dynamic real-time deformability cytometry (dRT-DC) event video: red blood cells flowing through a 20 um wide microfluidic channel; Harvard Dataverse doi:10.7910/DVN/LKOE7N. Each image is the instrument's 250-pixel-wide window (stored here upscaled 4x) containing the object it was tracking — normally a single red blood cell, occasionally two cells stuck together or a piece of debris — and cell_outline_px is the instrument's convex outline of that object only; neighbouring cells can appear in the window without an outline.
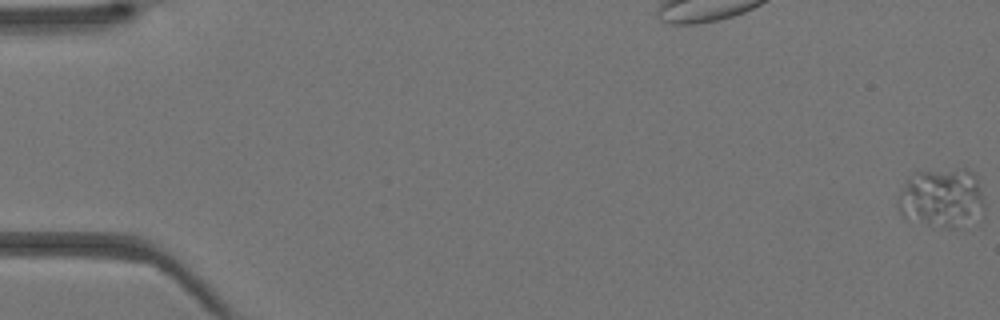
{"species": "Egyptian fruit bat (a non-hibernating species)", "species_latin": "Rousettus aegyptiacus", "temperature_condition": "warm", "stored_images_in_passage": 44, "camera_frame_rate_fps": 3000, "um_per_image_px": 0.085, "animal": {"sex": "female"}, "frame": {"image": 1, "passage_image": 1, "time_ms": 0.0, "image_size_px": [1000, 320], "cell_outline_px": [[984, 220], [956, 228], [944, 228], [928, 224], [904, 216], [900, 212], [896, 204], [896, 200], [908, 180], [916, 172], [956, 168], [964, 168], [972, 172], [976, 176], [984, 200]], "centroid_in_image_um": [80.14, 16.85], "position_along_channel_um": 4.9, "area_um2": 30.35}}
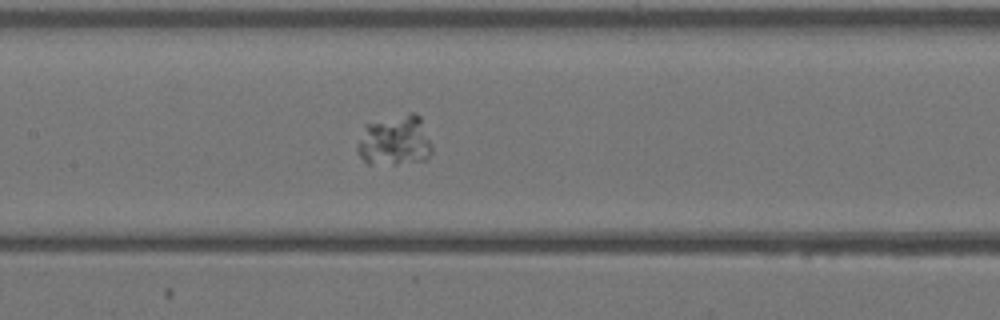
{"frame": {"image": 2, "passage_image": 22, "time_ms": 7.0, "image_size_px": [1000, 320], "cell_outline_px": [[432, 152], [428, 160], [396, 164], [368, 164], [360, 156], [356, 148], [356, 144], [364, 124], [408, 112], [416, 112], [420, 116], [432, 144]], "centroid_in_image_um": [33.57, 11.94], "position_along_channel_um": 173.8, "area_um2": 22.48}}
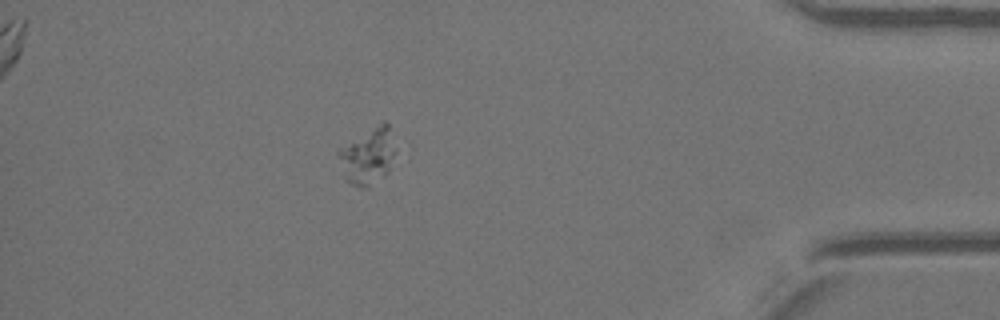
{"frame": {"image": 3, "passage_image": 39, "time_ms": 12.667, "image_size_px": [1000, 320], "cell_outline_px": [[396, 148], [388, 172], [384, 176], [364, 188], [348, 184], [344, 180], [336, 152], [340, 148], [380, 120], [384, 120], [388, 124]], "centroid_in_image_um": [31.24, 13.24], "position_along_channel_um": 404.0, "area_um2": 19.02}}